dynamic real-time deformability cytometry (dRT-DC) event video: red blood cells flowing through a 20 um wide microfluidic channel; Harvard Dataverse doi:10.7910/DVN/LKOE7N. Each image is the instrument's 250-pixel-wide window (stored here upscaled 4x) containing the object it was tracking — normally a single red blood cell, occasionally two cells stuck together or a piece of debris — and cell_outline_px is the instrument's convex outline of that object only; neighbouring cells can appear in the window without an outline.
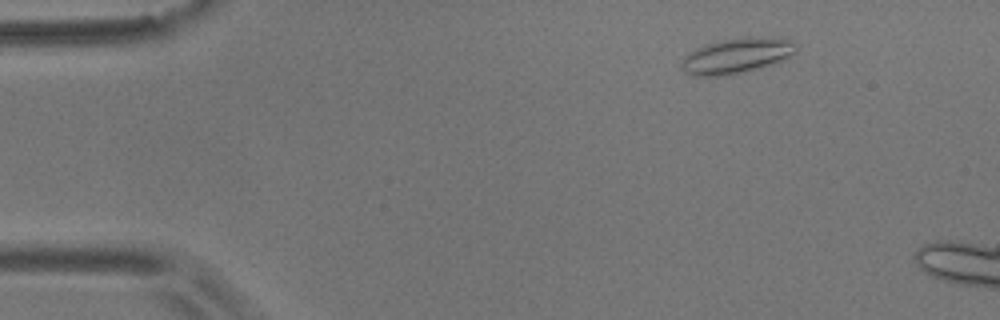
{"species": "common noctule bat (a hibernating species)", "species_latin": "Nyctalus noctula", "temperature_condition": "room temperature", "stored_images_in_passage": 4, "camera_frame_rate_fps": 3000, "um_per_image_px": 0.085, "animal": {"sex": "male", "body_mass_g": 17.9}, "frame": {"image": 1, "passage_image": 2, "time_ms": 1.333, "image_size_px": [1000, 320], "cell_outline_px": [[796, 52], [776, 64], [728, 76], [688, 76], [684, 72], [680, 64], [684, 56], [696, 48], [704, 44], [724, 40], [764, 36], [780, 36], [796, 44]], "centroid_in_image_um": [62.62, 4.75], "position_along_channel_um": 22.4, "area_um2": 23.99}}